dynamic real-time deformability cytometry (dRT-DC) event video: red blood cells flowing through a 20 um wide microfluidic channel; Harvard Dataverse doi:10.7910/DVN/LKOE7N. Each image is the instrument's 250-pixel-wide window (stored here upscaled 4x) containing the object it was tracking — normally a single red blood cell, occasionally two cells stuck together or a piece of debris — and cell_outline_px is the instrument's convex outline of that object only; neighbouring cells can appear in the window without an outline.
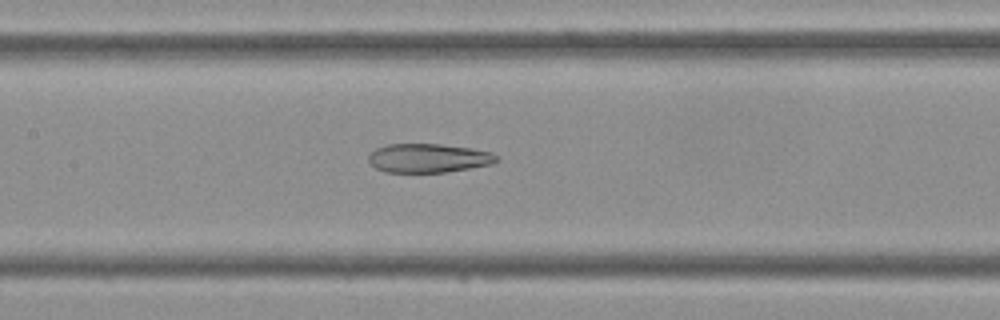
{"species": "Egyptian fruit bat (a non-hibernating species)", "species_latin": "Rousettus aegyptiacus", "temperature_condition": "cold", "stored_images_in_passage": 40, "camera_frame_rate_fps": 3000, "um_per_image_px": 0.085, "frame": {"image": 1, "passage_image": 16, "time_ms": 5.0, "image_size_px": [1000, 320], "cell_outline_px": [[500, 160], [492, 164], [472, 168], [444, 172], [384, 172], [376, 168], [368, 160], [368, 156], [376, 148], [388, 144], [440, 144], [472, 148], [492, 152], [500, 156]], "centroid_in_image_um": [36.47, 13.44], "position_along_channel_um": 170.9, "area_um2": 21.73}}
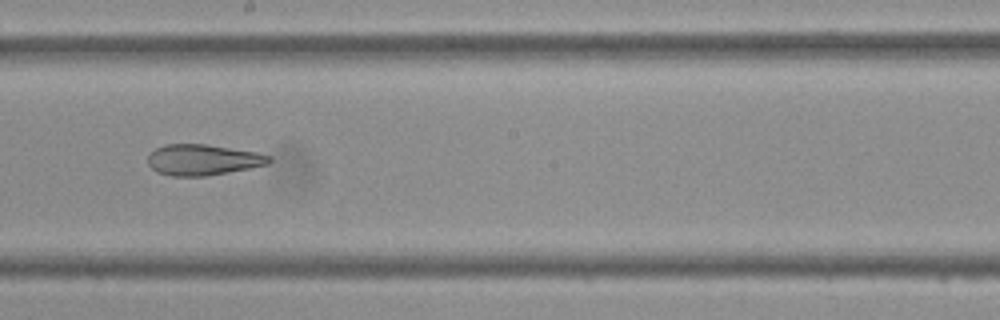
{"frame": {"image": 2, "passage_image": 20, "time_ms": 6.333, "image_size_px": [1000, 320], "cell_outline_px": [[272, 160], [268, 164], [208, 176], [172, 176], [156, 172], [148, 164], [148, 156], [156, 148], [164, 144], [204, 144], [256, 152], [272, 156]], "centroid_in_image_um": [17.23, 13.58], "position_along_channel_um": 231.0, "area_um2": 21.73}}
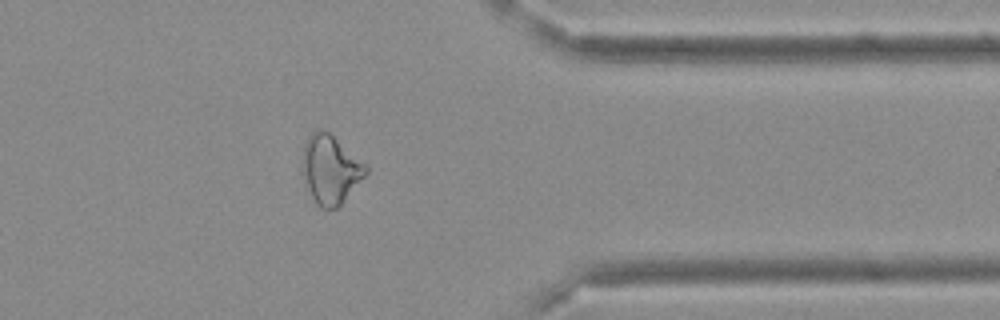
{"frame": {"image": 3, "passage_image": 31, "time_ms": 10.0, "image_size_px": [1000, 320], "cell_outline_px": [[368, 172], [340, 204], [336, 208], [320, 208], [316, 204], [300, 172], [304, 144], [308, 136], [316, 128], [320, 128], [328, 132], [364, 164], [368, 168]], "centroid_in_image_um": [28.02, 14.39], "position_along_channel_um": 383.4, "area_um2": 24.97}}